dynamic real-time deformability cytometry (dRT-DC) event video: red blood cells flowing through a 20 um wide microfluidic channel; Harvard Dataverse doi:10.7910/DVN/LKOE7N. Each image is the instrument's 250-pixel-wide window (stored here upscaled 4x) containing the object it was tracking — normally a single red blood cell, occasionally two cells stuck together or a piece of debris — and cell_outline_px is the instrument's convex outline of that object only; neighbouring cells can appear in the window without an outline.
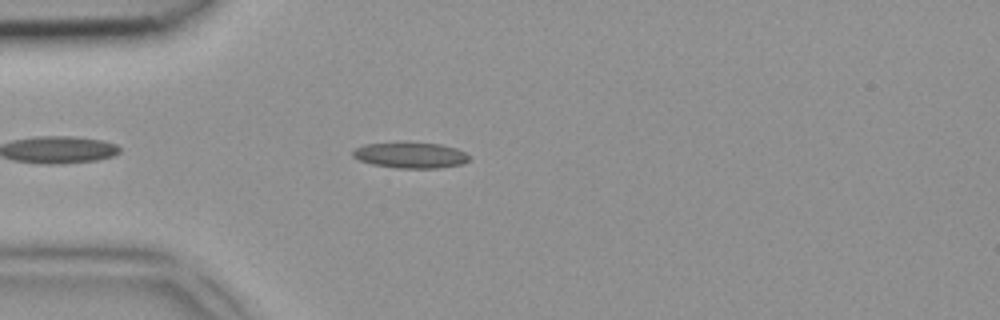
{"species": "common noctule bat (a hibernating species)", "species_latin": "Nyctalus noctula", "temperature_condition": "room temperature", "stored_images_in_passage": 39, "camera_frame_rate_fps": 3000, "um_per_image_px": 0.085, "animal": {"sex": "female", "body_mass_g": 18.4}, "frame": {"image": 1, "passage_image": 5, "time_ms": 1.333, "image_size_px": [1000, 320], "cell_outline_px": [[468, 160], [464, 164], [436, 168], [396, 168], [372, 164], [360, 160], [352, 156], [352, 152], [356, 148], [364, 144], [408, 140], [440, 144], [456, 148], [464, 152], [468, 156]], "centroid_in_image_um": [34.86, 13.15], "position_along_channel_um": 50.1, "area_um2": 18.03}}
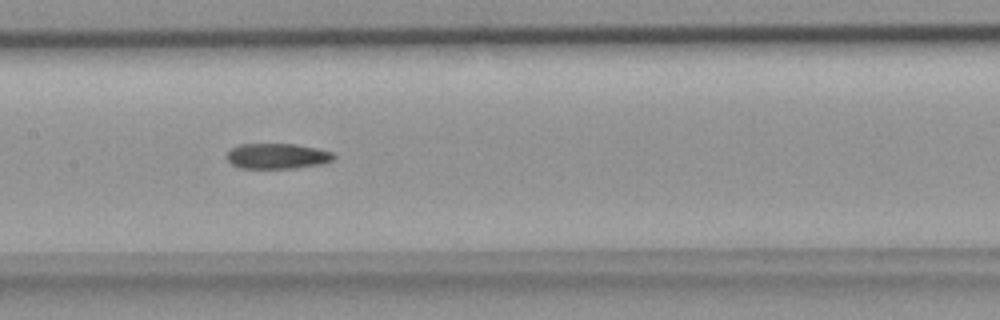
{"frame": {"image": 2, "passage_image": 15, "time_ms": 4.667, "image_size_px": [1000, 320], "cell_outline_px": [[336, 156], [332, 160], [324, 164], [292, 168], [240, 168], [232, 164], [228, 160], [228, 152], [232, 148], [240, 144], [296, 144], [316, 148], [332, 152]], "centroid_in_image_um": [23.6, 13.27], "position_along_channel_um": 183.8, "area_um2": 15.78}}
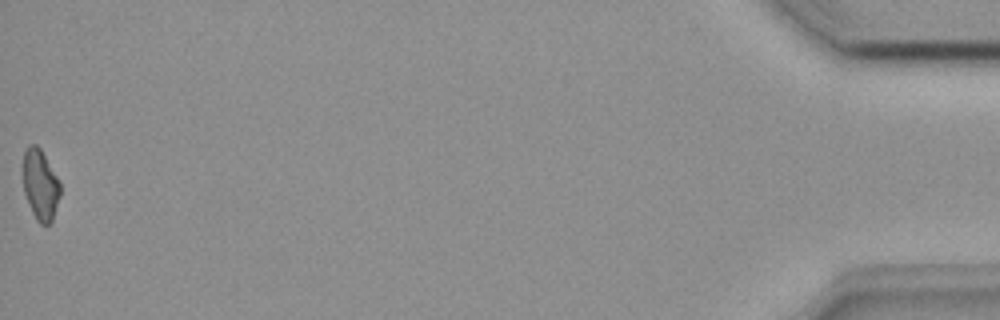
{"frame": {"image": 3, "passage_image": 39, "time_ms": 12.667, "image_size_px": [1000, 320], "cell_outline_px": [[60, 196], [52, 220], [48, 224], [40, 224], [36, 220], [28, 204], [24, 192], [20, 172], [20, 168], [24, 152], [28, 144], [36, 144], [40, 148], [60, 180]], "centroid_in_image_um": [3.38, 15.66], "position_along_channel_um": 431.8, "area_um2": 15.9}}